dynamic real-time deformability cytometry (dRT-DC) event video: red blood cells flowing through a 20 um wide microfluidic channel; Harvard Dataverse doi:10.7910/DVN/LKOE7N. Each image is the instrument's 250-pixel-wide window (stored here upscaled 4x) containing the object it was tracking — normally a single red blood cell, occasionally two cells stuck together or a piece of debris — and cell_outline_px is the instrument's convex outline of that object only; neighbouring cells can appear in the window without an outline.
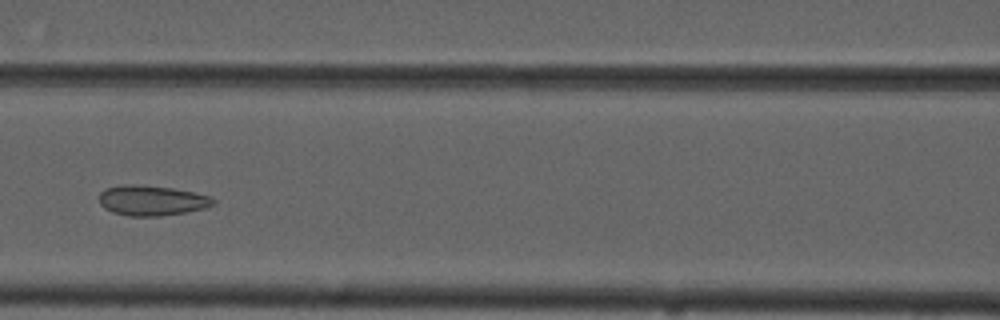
{"species": "common noctule bat (a hibernating species)", "species_latin": "Nyctalus noctula", "temperature_condition": "cold", "stored_images_in_passage": 5, "camera_frame_rate_fps": 3000, "um_per_image_px": 0.085, "animal": {"sex": "male", "forearm_length_mm": 52.5}, "frame": {"image": 1, "passage_image": 5, "time_ms": 4.667, "image_size_px": [1000, 320], "cell_outline_px": [[216, 204], [204, 208], [184, 212], [160, 216], [128, 216], [112, 212], [104, 208], [100, 204], [100, 192], [104, 188], [124, 184], [132, 184], [172, 188], [192, 192], [208, 196], [216, 200]], "centroid_in_image_um": [12.87, 17.04], "position_along_channel_um": 153.7, "area_um2": 20.0}}